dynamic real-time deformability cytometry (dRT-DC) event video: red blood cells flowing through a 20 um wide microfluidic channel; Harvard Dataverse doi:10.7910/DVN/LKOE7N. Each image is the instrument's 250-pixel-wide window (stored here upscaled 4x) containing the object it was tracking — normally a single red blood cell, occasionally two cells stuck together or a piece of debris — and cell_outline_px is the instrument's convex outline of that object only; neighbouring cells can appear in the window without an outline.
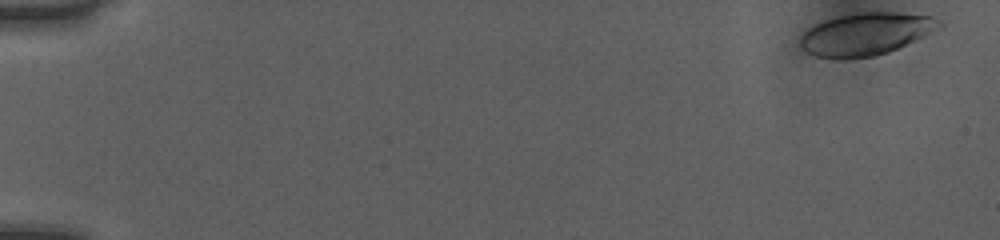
{"species": "human", "species_latin": "Homo sapiens", "temperature_condition": "room temperature", "stored_images_in_passage": 47, "camera_frame_rate_fps": 3000, "um_per_image_px": 0.085, "donor": {"sex": "female"}, "frame": {"image": 1, "passage_image": 1, "time_ms": 0.0, "image_size_px": [1000, 240], "cell_outline_px": [[944, 28], [888, 52], [876, 56], [848, 60], [836, 60], [816, 56], [800, 48], [800, 36], [808, 28], [816, 24], [840, 16], [860, 12], [896, 12], [932, 16], [940, 20], [944, 24]], "centroid_in_image_um": [73.64, 2.91], "position_along_channel_um": 11.4, "area_um2": 34.91}}
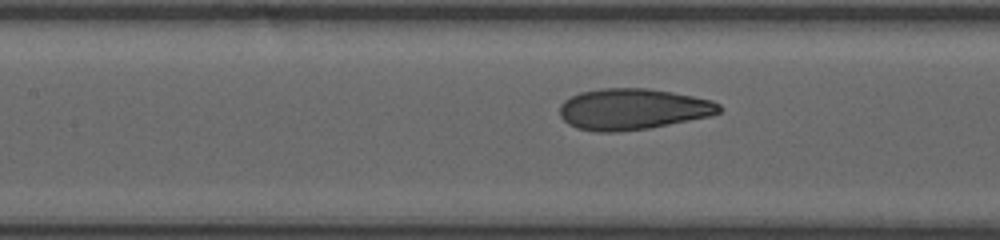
{"frame": {"image": 2, "passage_image": 24, "time_ms": 7.667, "image_size_px": [1000, 240], "cell_outline_px": [[720, 112], [708, 116], [648, 128], [612, 132], [596, 132], [576, 128], [568, 124], [560, 116], [560, 104], [564, 100], [580, 92], [600, 88], [648, 88], [672, 92], [712, 100], [720, 104]], "centroid_in_image_um": [53.73, 9.27], "position_along_channel_um": 153.7, "area_um2": 38.03}}
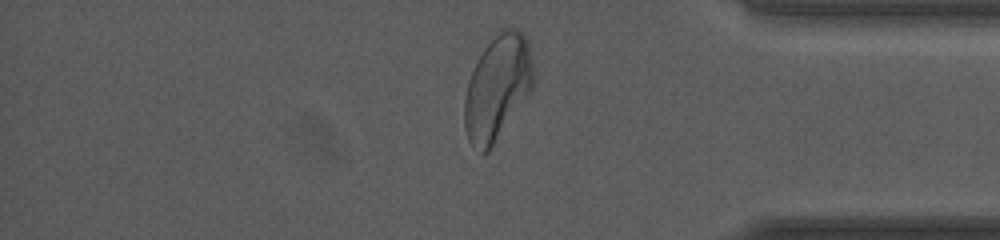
{"frame": {"image": 3, "passage_image": 43, "time_ms": 14.0, "image_size_px": [1000, 240], "cell_outline_px": [[532, 88], [488, 152], [480, 152], [468, 140], [464, 128], [464, 100], [468, 84], [472, 72], [484, 48], [496, 28], [516, 28], [528, 40], [532, 60]], "centroid_in_image_um": [42.26, 7.39], "position_along_channel_um": 392.9, "area_um2": 41.62}, "authors_computed_cell_mechanics": {"area_um2": 37.281, "velocity_mm_per_s": 4.0299, "shape_relaxation_time_tau1_ms": 3.9349, "shape_relaxation_time_tau2_ms": 0.781, "deformation_change_tau1": 0.1771, "deformation_change_tau2": 0.0712}}